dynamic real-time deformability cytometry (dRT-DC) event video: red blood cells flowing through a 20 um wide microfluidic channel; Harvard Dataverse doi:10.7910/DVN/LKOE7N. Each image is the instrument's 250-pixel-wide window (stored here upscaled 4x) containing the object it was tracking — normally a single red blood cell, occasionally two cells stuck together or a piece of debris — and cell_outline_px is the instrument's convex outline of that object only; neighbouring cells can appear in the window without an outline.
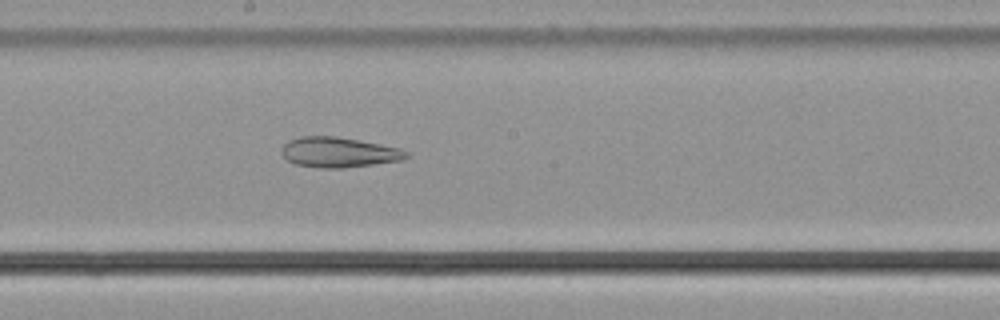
{"species": "common noctule bat (a hibernating species)", "species_latin": "Nyctalus noctula", "temperature_condition": "cold", "stored_images_in_passage": 53, "camera_frame_rate_fps": 3000, "um_per_image_px": 0.085, "animal": {"sex": "male", "body_mass_g": 21.5, "forearm_length_mm": 52.0}, "frame": {"image": 1, "passage_image": 29, "time_ms": 9.333, "image_size_px": [1000, 320], "cell_outline_px": [[412, 156], [404, 160], [344, 168], [320, 168], [296, 164], [288, 160], [284, 156], [284, 144], [288, 140], [300, 136], [336, 136], [400, 148], [408, 152]], "centroid_in_image_um": [28.85, 12.95], "position_along_channel_um": 219.3, "area_um2": 21.85}}
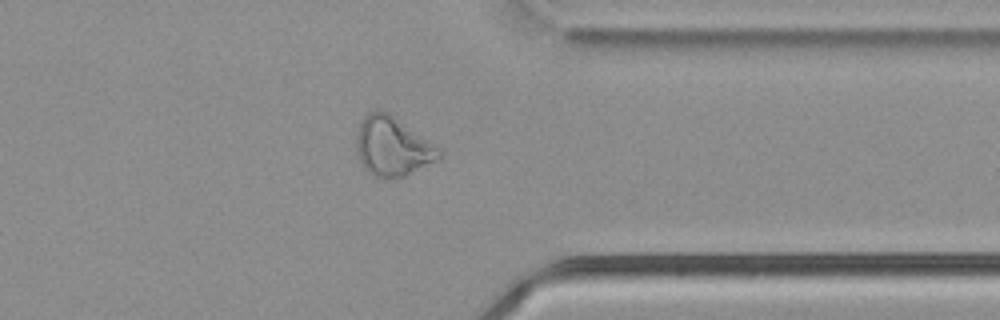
{"frame": {"image": 2, "passage_image": 42, "time_ms": 13.667, "image_size_px": [1000, 320], "cell_outline_px": [[444, 152], [436, 160], [404, 176], [372, 176], [364, 168], [360, 160], [356, 148], [356, 136], [360, 120], [368, 112], [376, 108], [388, 112], [440, 148]], "centroid_in_image_um": [33.33, 12.4], "position_along_channel_um": 378.1, "area_um2": 28.21}}
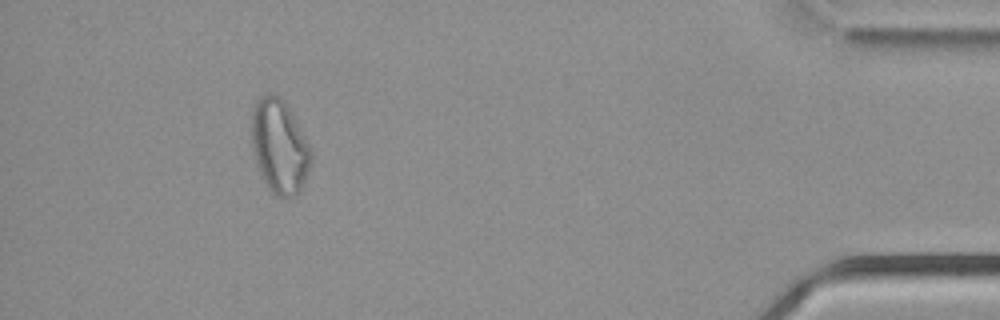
{"frame": {"image": 3, "passage_image": 49, "time_ms": 16.0, "image_size_px": [1000, 320], "cell_outline_px": [[312, 160], [300, 192], [296, 196], [276, 196], [268, 188], [260, 172], [252, 148], [252, 108], [260, 96], [268, 92], [272, 92], [288, 108], [312, 148]], "centroid_in_image_um": [23.76, 12.46], "position_along_channel_um": 411.4, "area_um2": 32.19}}